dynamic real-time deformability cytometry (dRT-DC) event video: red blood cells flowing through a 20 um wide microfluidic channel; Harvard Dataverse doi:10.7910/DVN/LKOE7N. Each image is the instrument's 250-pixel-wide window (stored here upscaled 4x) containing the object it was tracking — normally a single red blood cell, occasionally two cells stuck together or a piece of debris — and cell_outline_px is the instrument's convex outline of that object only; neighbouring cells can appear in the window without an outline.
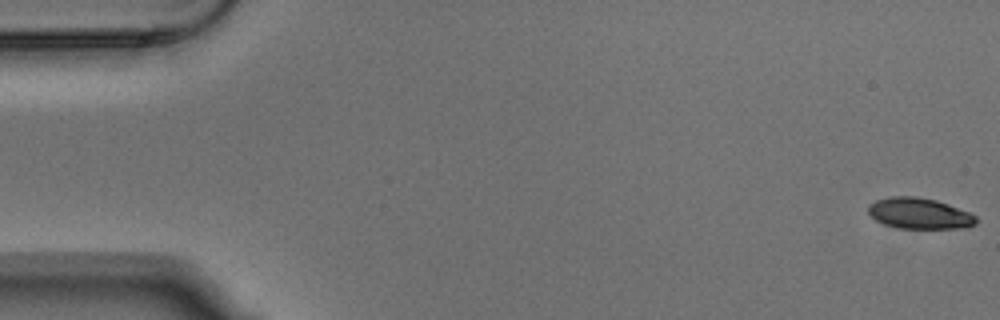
{"species": "Egyptian fruit bat (a non-hibernating species)", "species_latin": "Rousettus aegyptiacus", "temperature_condition": "warm", "stored_images_in_passage": 4, "camera_frame_rate_fps": 3000, "um_per_image_px": 0.085, "animal": {"sex": "male"}, "frame": {"image": 1, "passage_image": 1, "time_ms": 0.0, "image_size_px": [1000, 320], "cell_outline_px": [[976, 224], [968, 228], [896, 228], [884, 224], [876, 220], [868, 212], [868, 204], [876, 200], [888, 196], [916, 196], [936, 200], [948, 204], [968, 212], [976, 216]], "centroid_in_image_um": [78.13, 18.14], "position_along_channel_um": 6.9, "area_um2": 19.54}}